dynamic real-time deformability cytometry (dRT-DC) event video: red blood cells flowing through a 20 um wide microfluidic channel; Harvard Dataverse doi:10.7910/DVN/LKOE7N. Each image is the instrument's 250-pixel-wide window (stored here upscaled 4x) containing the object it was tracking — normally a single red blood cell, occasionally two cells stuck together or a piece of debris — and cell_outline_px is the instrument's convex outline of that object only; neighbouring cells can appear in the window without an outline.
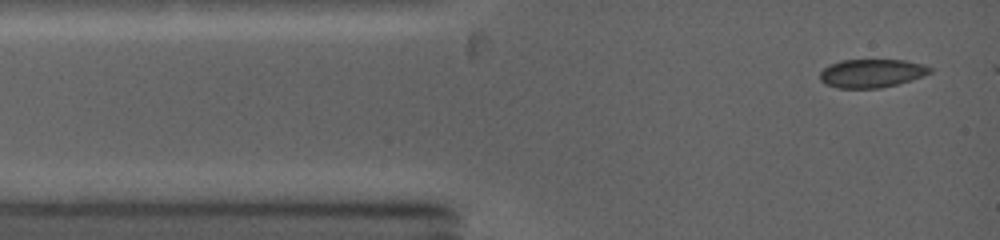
{"species": "common noctule bat (a hibernating species)", "species_latin": "Nyctalus noctula", "temperature_condition": "warm", "stored_images_in_passage": 26, "camera_frame_rate_fps": 5000, "um_per_image_px": 0.085, "animal": {"sex": "female", "body_mass_g": 19.0, "forearm_length_mm": 53.3}, "frame": {"image": 1, "passage_image": 1, "time_ms": 0.0, "image_size_px": [1000, 240], "cell_outline_px": [[932, 72], [912, 80], [880, 88], [836, 88], [824, 84], [820, 80], [820, 72], [828, 64], [840, 60], [904, 60], [924, 64], [932, 68]], "centroid_in_image_um": [74.06, 6.23], "position_along_channel_um": 10.9, "area_um2": 18.38}}
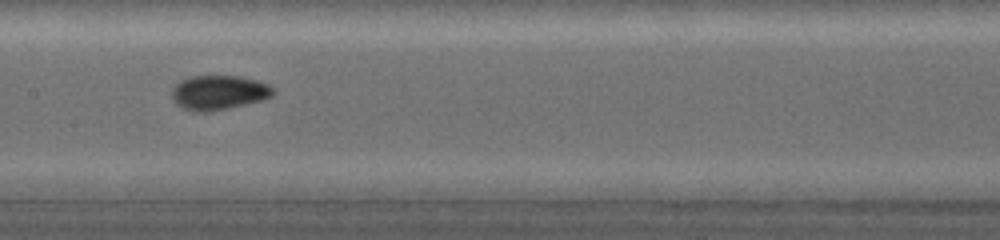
{"frame": {"image": 2, "passage_image": 12, "time_ms": 5.2, "image_size_px": [1000, 240], "cell_outline_px": [[276, 92], [272, 96], [264, 100], [228, 108], [204, 112], [192, 112], [176, 104], [172, 100], [172, 88], [180, 80], [192, 76], [240, 76], [256, 80], [268, 84], [276, 88]], "centroid_in_image_um": [18.61, 7.86], "position_along_channel_um": 188.8, "area_um2": 20.58}}
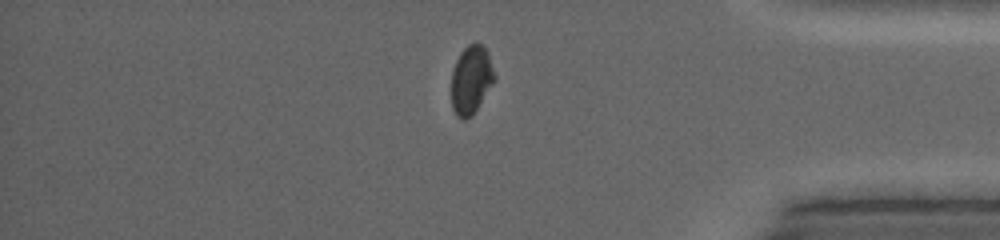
{"frame": {"image": 3, "passage_image": 24, "time_ms": 10.6, "image_size_px": [1000, 240], "cell_outline_px": [[496, 80], [472, 116], [464, 120], [456, 116], [452, 108], [452, 68], [460, 52], [468, 44], [480, 44], [488, 52], [496, 76]], "centroid_in_image_um": [40.05, 6.8], "position_along_channel_um": 395.1, "area_um2": 17.34}, "authors_computed_cell_mechanics": {"area_um2": 18.8139, "velocity_mm_per_s": 4.2465, "shape_relaxation_time_tau1_ms": 5.6052, "shape_relaxation_time_tau2_ms": null, "deformation_change_tau1": 0.1372, "deformation_change_tau2": null}}